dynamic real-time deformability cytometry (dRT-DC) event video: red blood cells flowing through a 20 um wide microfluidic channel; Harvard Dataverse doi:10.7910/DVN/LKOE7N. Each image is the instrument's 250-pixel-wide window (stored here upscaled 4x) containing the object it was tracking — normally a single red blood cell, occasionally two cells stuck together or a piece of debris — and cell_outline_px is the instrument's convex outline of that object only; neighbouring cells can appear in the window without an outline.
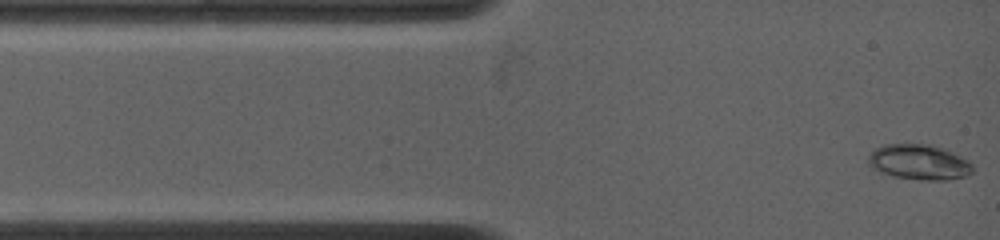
{"species": "common noctule bat (a hibernating species)", "species_latin": "Nyctalus noctula", "temperature_condition": "warm", "stored_images_in_passage": 37, "camera_frame_rate_fps": 4500, "um_per_image_px": 0.085, "animal": {"sex": "female", "body_mass_g": 19.0, "forearm_length_mm": 53.3}, "frame": {"image": 1, "passage_image": 1, "time_ms": 0.0, "image_size_px": [1000, 240], "cell_outline_px": [[972, 172], [964, 176], [948, 180], [920, 180], [892, 176], [880, 172], [872, 168], [868, 164], [868, 156], [876, 148], [884, 144], [932, 144], [944, 148], [968, 160], [972, 164]], "centroid_in_image_um": [78.11, 13.78], "position_along_channel_um": 6.9, "area_um2": 21.56}}
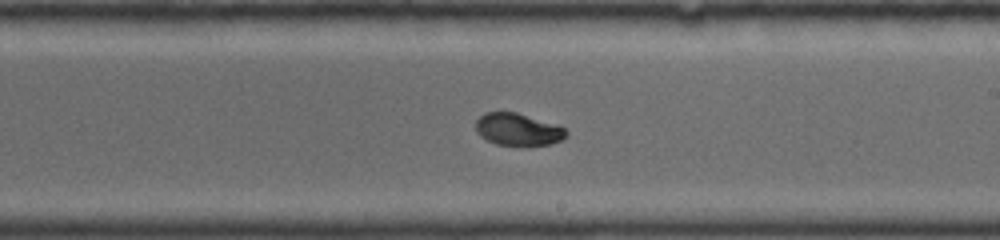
{"frame": {"image": 2, "passage_image": 20, "time_ms": 7.333, "image_size_px": [1000, 240], "cell_outline_px": [[568, 136], [552, 144], [528, 148], [520, 148], [496, 144], [480, 136], [476, 132], [476, 120], [484, 112], [516, 112], [556, 124], [564, 128], [568, 132]], "centroid_in_image_um": [44.05, 11.05], "position_along_channel_um": 245.0, "area_um2": 17.69}}
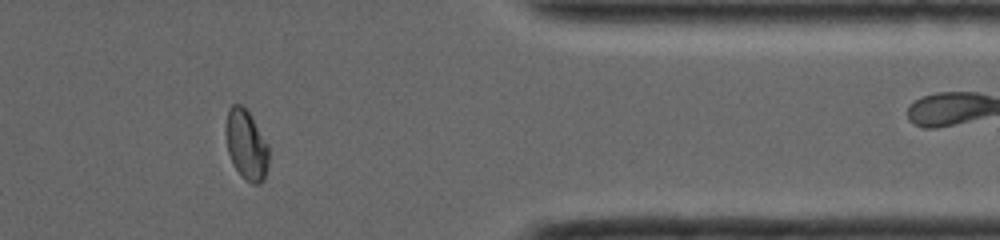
{"frame": {"image": 3, "passage_image": 30, "time_ms": 11.556, "image_size_px": [1000, 240], "cell_outline_px": [[268, 168], [264, 180], [260, 184], [252, 184], [244, 180], [240, 176], [228, 152], [224, 132], [224, 128], [228, 108], [232, 104], [240, 104], [248, 112], [268, 144]], "centroid_in_image_um": [20.92, 12.33], "position_along_channel_um": 390.5, "area_um2": 17.69}}